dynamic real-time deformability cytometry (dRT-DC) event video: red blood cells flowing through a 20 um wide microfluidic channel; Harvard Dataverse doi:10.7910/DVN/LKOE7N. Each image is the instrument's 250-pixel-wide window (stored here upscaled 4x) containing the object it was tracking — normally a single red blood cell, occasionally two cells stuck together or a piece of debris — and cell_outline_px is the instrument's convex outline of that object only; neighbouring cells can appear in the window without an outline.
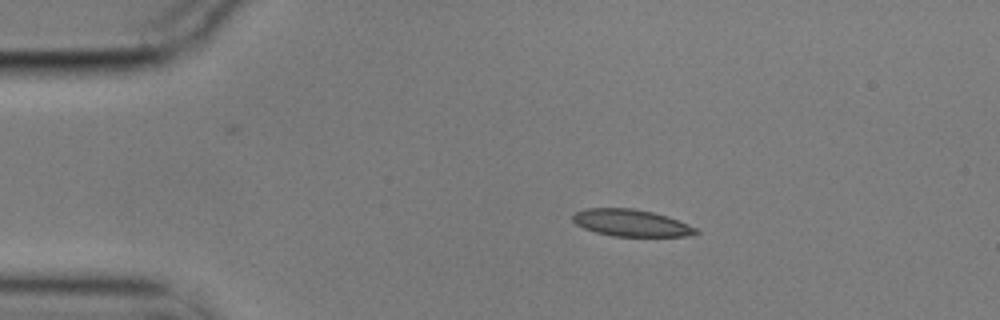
{"species": "common noctule bat (a hibernating species)", "species_latin": "Nyctalus noctula", "temperature_condition": "cold", "stored_images_in_passage": 47, "camera_frame_rate_fps": 3000, "um_per_image_px": 0.085, "animal": {"sex": "male", "body_mass_g": 17.9}, "frame": {"image": 1, "passage_image": 1, "time_ms": 0.0, "image_size_px": [1000, 320], "cell_outline_px": [[700, 232], [688, 236], [612, 236], [596, 232], [584, 228], [576, 224], [572, 220], [572, 216], [576, 212], [584, 208], [632, 208], [652, 212], [668, 216], [688, 224], [696, 228]], "centroid_in_image_um": [53.64, 18.94], "position_along_channel_um": 31.4, "area_um2": 19.31}}
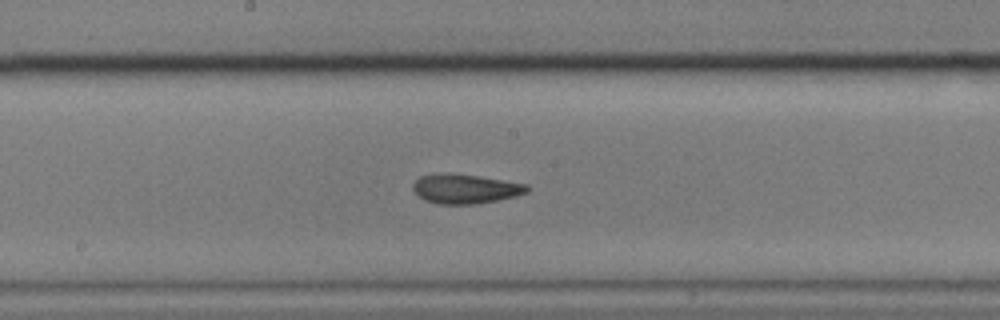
{"frame": {"image": 2, "passage_image": 20, "time_ms": 6.333, "image_size_px": [1000, 320], "cell_outline_px": [[532, 188], [528, 192], [516, 196], [476, 204], [440, 204], [424, 200], [412, 188], [412, 184], [420, 176], [436, 172], [444, 172], [476, 176], [528, 184]], "centroid_in_image_um": [39.55, 16.04], "position_along_channel_um": 208.6, "area_um2": 19.65}}
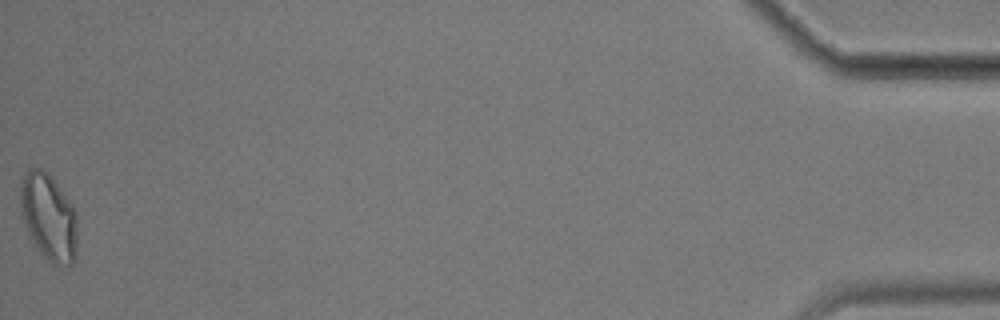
{"frame": {"image": 3, "passage_image": 47, "time_ms": 15.333, "image_size_px": [1000, 320], "cell_outline_px": [[76, 256], [72, 264], [68, 268], [52, 264], [40, 252], [28, 236], [20, 216], [20, 180], [28, 168], [40, 168], [48, 172], [52, 176], [72, 204], [76, 212]], "centroid_in_image_um": [4.11, 18.45], "position_along_channel_um": 431.1, "area_um2": 29.59}, "authors_computed_cell_mechanics": {"area_um2": 19.9988, "velocity_mm_per_s": 3.5356, "shape_relaxation_time_tau1_ms": null, "shape_relaxation_time_tau2_ms": 2.371, "deformation_change_tau1": null, "deformation_change_tau2": 0.0814}}